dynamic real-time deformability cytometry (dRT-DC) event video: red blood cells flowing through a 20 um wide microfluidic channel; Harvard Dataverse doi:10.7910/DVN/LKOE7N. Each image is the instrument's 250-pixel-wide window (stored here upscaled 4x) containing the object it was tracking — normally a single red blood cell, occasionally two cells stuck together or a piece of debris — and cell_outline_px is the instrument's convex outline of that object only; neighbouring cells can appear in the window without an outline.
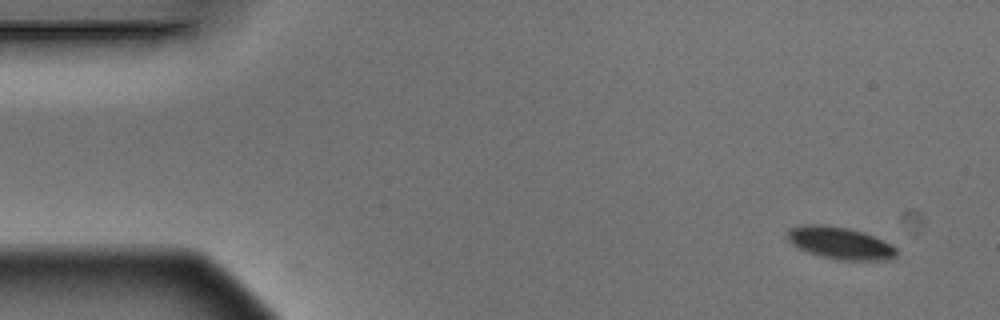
{"species": "Egyptian fruit bat (a non-hibernating species)", "species_latin": "Rousettus aegyptiacus", "temperature_condition": "warm", "stored_images_in_passage": 9, "camera_frame_rate_fps": 3000, "um_per_image_px": 0.085, "animal": {"sex": "male"}, "frame": {"image": 1, "passage_image": 1, "time_ms": 0.0, "image_size_px": [1000, 320], "cell_outline_px": [[896, 256], [888, 260], [840, 260], [820, 256], [808, 252], [792, 244], [784, 236], [788, 228], [800, 224], [824, 224], [848, 228], [872, 236], [892, 244], [896, 248]], "centroid_in_image_um": [71.34, 20.64], "position_along_channel_um": 13.7, "area_um2": 20.58}}
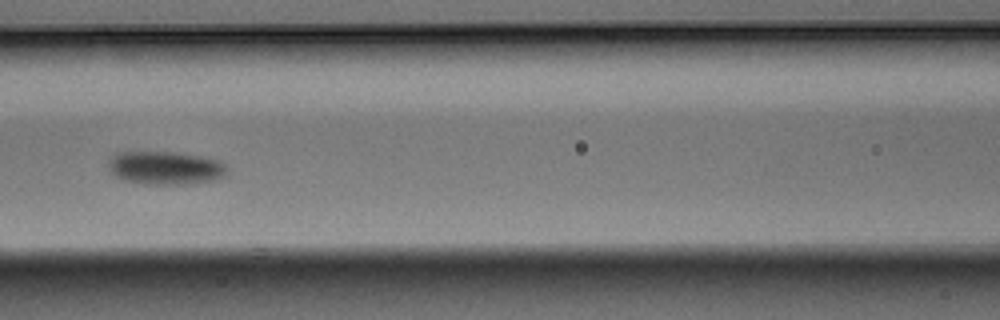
{"frame": {"image": 2, "passage_image": 7, "time_ms": 2.0, "image_size_px": [1000, 320], "cell_outline_px": [[228, 176], [212, 180], [188, 184], [144, 184], [124, 180], [116, 176], [108, 168], [108, 160], [116, 152], [176, 152], [200, 156], [216, 160], [224, 164], [228, 168]], "centroid_in_image_um": [14.06, 14.27], "position_along_channel_um": 152.5, "area_um2": 23.12}}
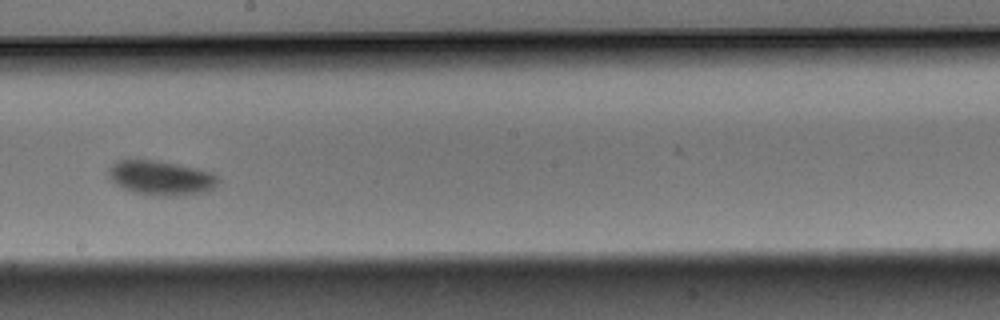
{"frame": {"image": 3, "passage_image": 9, "time_ms": 2.667, "image_size_px": [1000, 320], "cell_outline_px": [[220, 180], [208, 192], [176, 196], [156, 196], [136, 192], [124, 188], [116, 184], [108, 176], [108, 168], [116, 160], [160, 160], [196, 168], [212, 172], [220, 176]], "centroid_in_image_um": [13.71, 15.11], "position_along_channel_um": 234.5, "area_um2": 22.25}}